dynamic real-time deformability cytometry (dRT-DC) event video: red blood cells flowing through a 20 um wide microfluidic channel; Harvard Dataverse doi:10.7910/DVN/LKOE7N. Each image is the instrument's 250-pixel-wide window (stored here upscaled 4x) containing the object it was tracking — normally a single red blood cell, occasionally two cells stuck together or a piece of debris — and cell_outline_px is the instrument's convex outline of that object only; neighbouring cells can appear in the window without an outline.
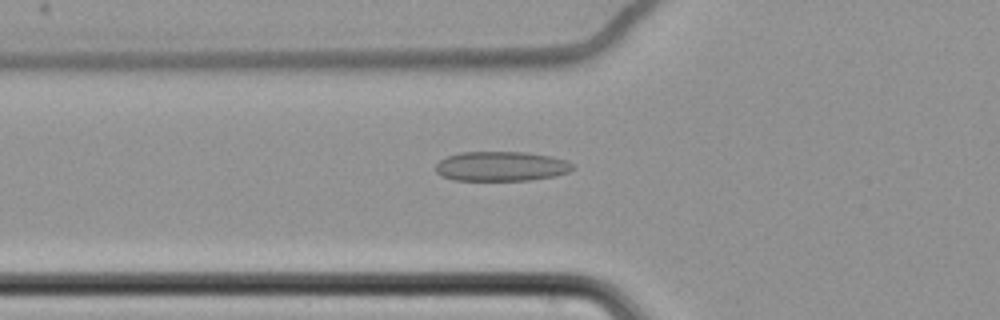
{"species": "common noctule bat (a hibernating species)", "species_latin": "Nyctalus noctula", "temperature_condition": "cold", "stored_images_in_passage": 52, "camera_frame_rate_fps": 3000, "um_per_image_px": 0.085, "animal": {"sex": "female", "body_mass_g": 22.7, "forearm_length_mm": 54.2}, "frame": {"image": 1, "passage_image": 14, "time_ms": 4.333, "image_size_px": [1000, 320], "cell_outline_px": [[576, 168], [568, 172], [556, 176], [528, 180], [456, 180], [440, 176], [436, 172], [436, 164], [440, 160], [448, 156], [460, 152], [528, 152], [552, 156], [568, 160]], "centroid_in_image_um": [42.64, 14.13], "position_along_channel_um": 83.2, "area_um2": 23.87}}
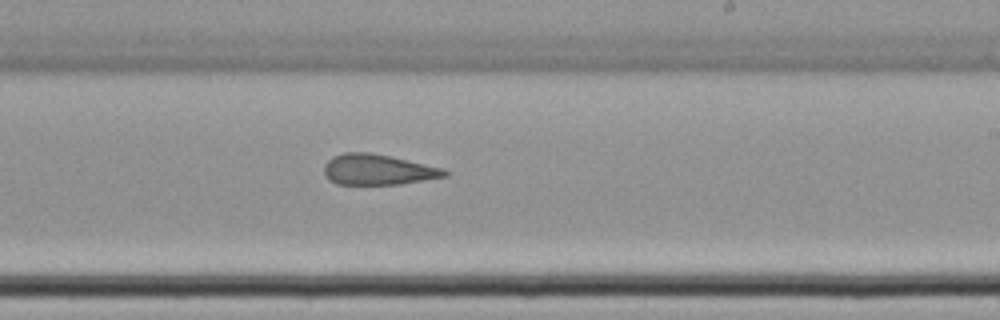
{"frame": {"image": 2, "passage_image": 29, "time_ms": 9.333, "image_size_px": [1000, 320], "cell_outline_px": [[452, 172], [448, 176], [400, 184], [336, 184], [328, 180], [324, 176], [324, 164], [332, 156], [344, 152], [368, 152], [392, 156], [444, 168]], "centroid_in_image_um": [32.13, 14.41], "position_along_channel_um": 256.9, "area_um2": 21.85}}
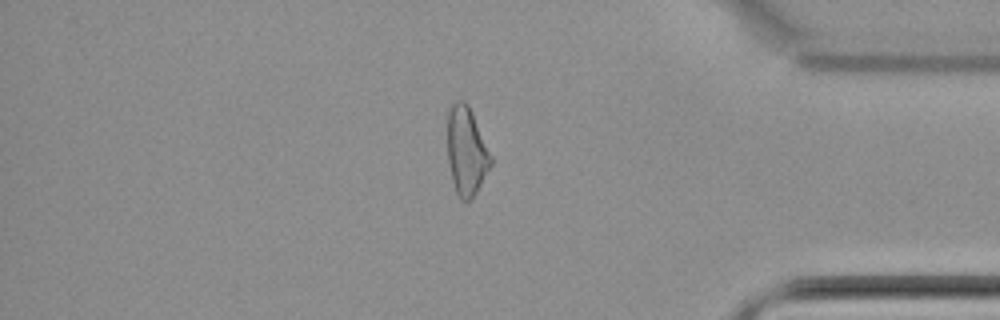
{"frame": {"image": 3, "passage_image": 43, "time_ms": 14.0, "image_size_px": [1000, 320], "cell_outline_px": [[492, 164], [476, 192], [468, 200], [460, 200], [456, 192], [452, 180], [448, 160], [448, 112], [452, 104], [456, 100], [464, 100], [468, 104], [472, 112], [492, 156]], "centroid_in_image_um": [39.65, 12.82], "position_along_channel_um": 395.6, "area_um2": 22.14}, "authors_computed_cell_mechanics": {"area_um2": 22.9466, "velocity_mm_per_s": 3.4775, "shape_relaxation_time_tau1_ms": null, "shape_relaxation_time_tau2_ms": 6.5435, "deformation_change_tau1": null, "deformation_change_tau2": 0.1756}}